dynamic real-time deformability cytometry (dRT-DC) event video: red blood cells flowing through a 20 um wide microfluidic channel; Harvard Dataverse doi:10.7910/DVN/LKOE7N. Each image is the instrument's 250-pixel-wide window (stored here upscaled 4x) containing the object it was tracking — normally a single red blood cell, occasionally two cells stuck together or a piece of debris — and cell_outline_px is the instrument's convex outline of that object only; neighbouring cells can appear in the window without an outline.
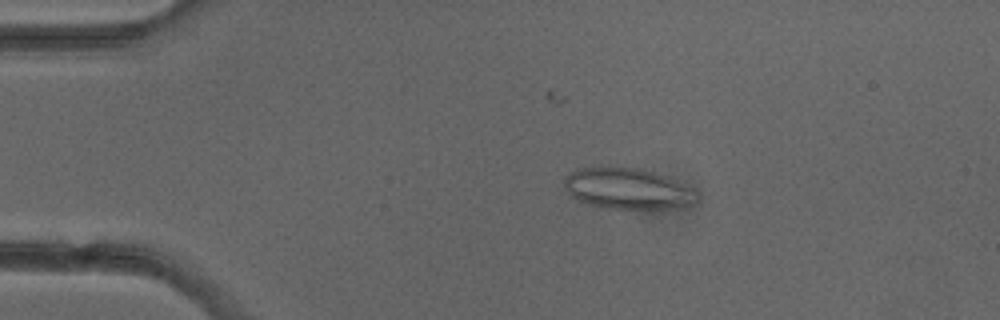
{"species": "common noctule bat (a hibernating species)", "species_latin": "Nyctalus noctula", "temperature_condition": "cold", "stored_images_in_passage": 6, "camera_frame_rate_fps": 3000, "um_per_image_px": 0.085, "animal": {"sex": "female"}, "frame": {"image": 1, "passage_image": 4, "time_ms": 4.667, "image_size_px": [1000, 320], "cell_outline_px": [[700, 200], [692, 204], [668, 208], [608, 208], [588, 204], [576, 200], [568, 196], [564, 184], [564, 180], [572, 172], [580, 168], [600, 164], [636, 168], [652, 172], [664, 176], [696, 188], [700, 192]], "centroid_in_image_um": [53.35, 16.01], "position_along_channel_um": 31.7, "area_um2": 32.31}}